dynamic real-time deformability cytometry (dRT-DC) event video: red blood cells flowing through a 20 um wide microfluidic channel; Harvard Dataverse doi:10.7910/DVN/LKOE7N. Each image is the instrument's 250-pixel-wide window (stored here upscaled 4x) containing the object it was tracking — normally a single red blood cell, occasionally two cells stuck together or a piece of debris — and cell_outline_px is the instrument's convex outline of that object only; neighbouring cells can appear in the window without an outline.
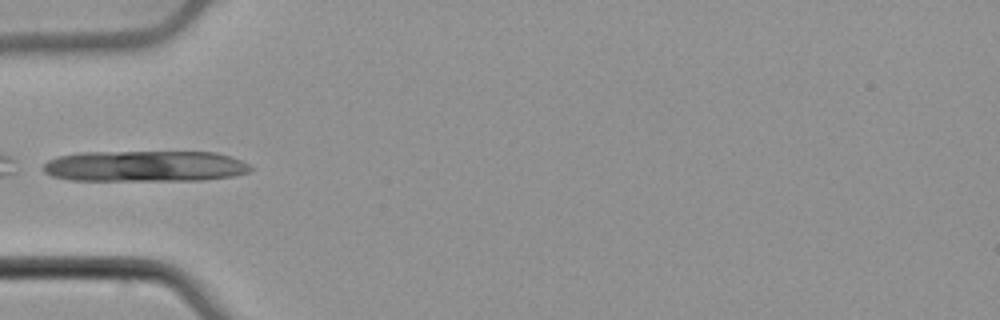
{"species": "common noctule bat (a hibernating species)", "species_latin": "Nyctalus noctula", "temperature_condition": "cold", "stored_images_in_passage": 32, "camera_frame_rate_fps": 3000, "um_per_image_px": 0.085, "animal": {"sex": "male", "body_mass_g": 21.5, "forearm_length_mm": 52.0}, "frame": {"image": 1, "passage_image": 1, "time_ms": 0.0, "image_size_px": [1000, 320], "cell_outline_px": [[252, 168], [248, 172], [232, 176], [204, 180], [72, 180], [52, 176], [44, 172], [40, 168], [48, 160], [56, 156], [80, 152], [216, 152], [240, 160], [248, 164]], "centroid_in_image_um": [12.27, 14.12], "position_along_channel_um": 72.7, "area_um2": 37.51}}